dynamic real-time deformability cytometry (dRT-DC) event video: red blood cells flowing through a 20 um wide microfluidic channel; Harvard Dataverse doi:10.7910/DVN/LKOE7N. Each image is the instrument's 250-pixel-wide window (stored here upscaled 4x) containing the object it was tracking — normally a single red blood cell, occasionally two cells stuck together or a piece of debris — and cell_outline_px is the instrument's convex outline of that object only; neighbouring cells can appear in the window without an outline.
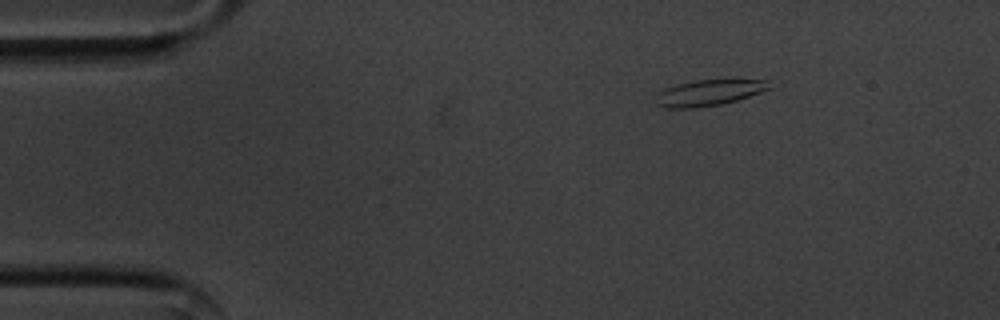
{"species": "common noctule bat (a hibernating species)", "species_latin": "Nyctalus noctula", "temperature_condition": "cold", "stored_images_in_passage": 48, "camera_frame_rate_fps": 3000, "um_per_image_px": 0.085, "animal": {"sex": "male", "body_mass_g": 20.1, "forearm_length_mm": 53.5}, "frame": {"image": 1, "passage_image": 1, "time_ms": 0.0, "image_size_px": [1000, 320], "cell_outline_px": [[772, 88], [724, 104], [696, 108], [664, 108], [656, 104], [652, 100], [660, 92], [676, 84], [696, 80], [768, 80]], "centroid_in_image_um": [60.22, 7.9], "position_along_channel_um": 24.8, "area_um2": 17.17}}
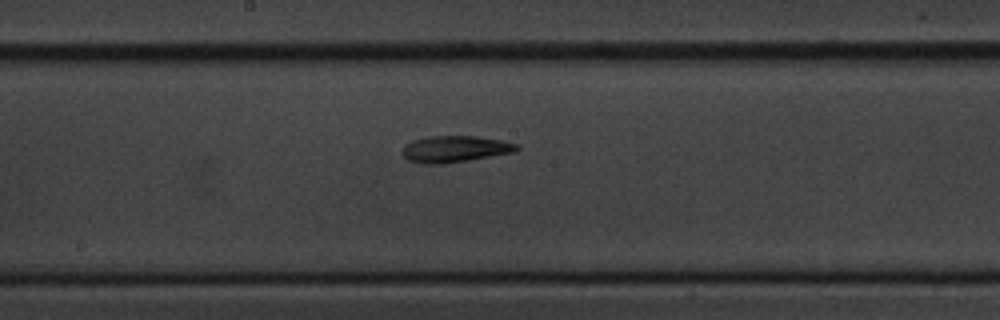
{"frame": {"image": 2, "passage_image": 22, "time_ms": 7.0, "image_size_px": [1000, 320], "cell_outline_px": [[520, 148], [516, 152], [444, 164], [420, 164], [408, 160], [400, 152], [404, 144], [412, 140], [428, 136], [476, 136], [500, 140], [516, 144]], "centroid_in_image_um": [38.61, 12.67], "position_along_channel_um": 209.6, "area_um2": 17.86}}
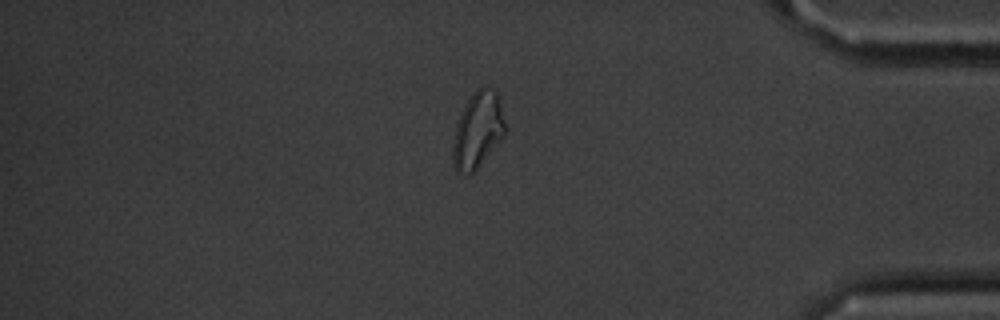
{"frame": {"image": 3, "passage_image": 40, "time_ms": 13.0, "image_size_px": [1000, 320], "cell_outline_px": [[508, 128], [504, 136], [476, 168], [472, 172], [464, 176], [456, 172], [452, 164], [452, 144], [456, 124], [468, 100], [480, 88], [496, 88]], "centroid_in_image_um": [40.62, 11.09], "position_along_channel_um": 394.6, "area_um2": 23.18}, "authors_computed_cell_mechanics": {"area_um2": 17.6868, "velocity_mm_per_s": 3.569, "shape_relaxation_time_tau1_ms": 4.7258, "shape_relaxation_time_tau2_ms": 5.8181, "deformation_change_tau1": 0.1791, "deformation_change_tau2": 0.1451}}